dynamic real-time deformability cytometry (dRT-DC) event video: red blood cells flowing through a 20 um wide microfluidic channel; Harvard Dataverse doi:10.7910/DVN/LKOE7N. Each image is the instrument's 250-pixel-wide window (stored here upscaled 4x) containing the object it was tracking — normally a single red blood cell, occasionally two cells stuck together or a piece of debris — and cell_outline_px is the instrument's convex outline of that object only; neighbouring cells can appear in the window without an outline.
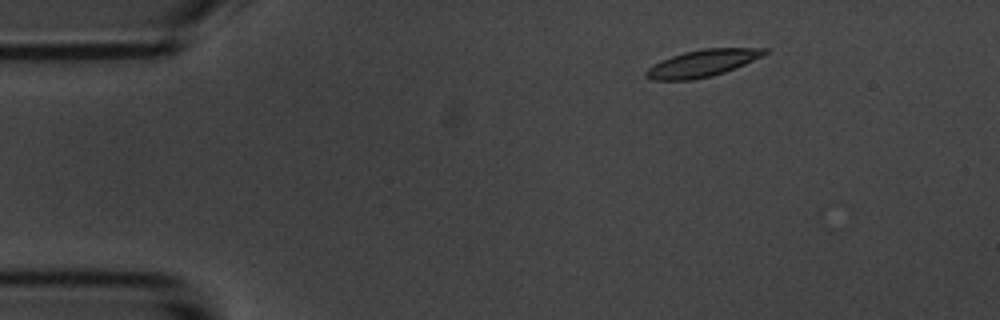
{"species": "common noctule bat (a hibernating species)", "species_latin": "Nyctalus noctula", "temperature_condition": "room temperature", "stored_images_in_passage": 4, "camera_frame_rate_fps": 3000, "um_per_image_px": 0.085, "animal": {"sex": "male", "body_mass_g": 20.1, "forearm_length_mm": 53.5}, "frame": {"image": 1, "passage_image": 2, "time_ms": 1.0, "image_size_px": [1000, 320], "cell_outline_px": [[768, 52], [744, 64], [724, 72], [712, 76], [692, 80], [652, 80], [644, 76], [644, 72], [652, 64], [660, 60], [684, 52], [700, 48], [768, 48]], "centroid_in_image_um": [59.63, 5.38], "position_along_channel_um": 25.4, "area_um2": 18.61}}